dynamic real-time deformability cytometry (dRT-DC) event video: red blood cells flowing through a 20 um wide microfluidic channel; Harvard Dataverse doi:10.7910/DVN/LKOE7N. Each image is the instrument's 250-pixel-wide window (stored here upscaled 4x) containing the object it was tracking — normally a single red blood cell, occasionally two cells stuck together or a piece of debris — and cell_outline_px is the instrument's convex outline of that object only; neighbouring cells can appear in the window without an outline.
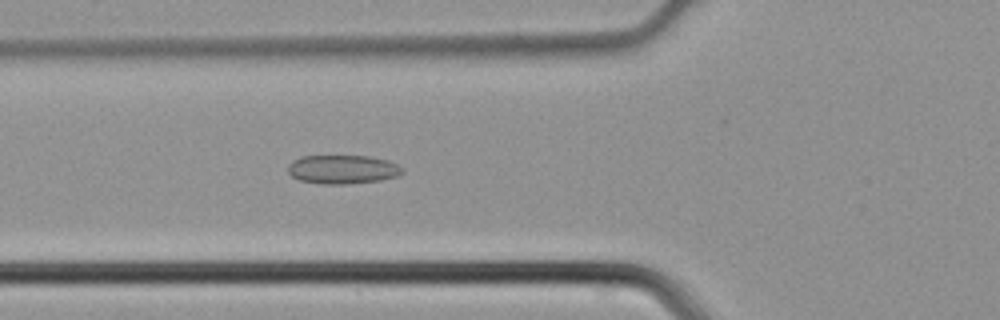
{"species": "common noctule bat (a hibernating species)", "species_latin": "Nyctalus noctula", "temperature_condition": "cold", "stored_images_in_passage": 36, "camera_frame_rate_fps": 3000, "um_per_image_px": 0.085, "animal": {"sex": "male", "body_mass_g": 21.5, "forearm_length_mm": 52.0}, "frame": {"image": 1, "passage_image": 8, "time_ms": 2.333, "image_size_px": [1000, 320], "cell_outline_px": [[404, 172], [396, 176], [380, 180], [348, 184], [320, 184], [300, 180], [292, 176], [288, 172], [288, 164], [292, 160], [300, 156], [368, 156], [388, 160], [404, 168]], "centroid_in_image_um": [29.11, 14.39], "position_along_channel_um": 96.7, "area_um2": 19.31}}
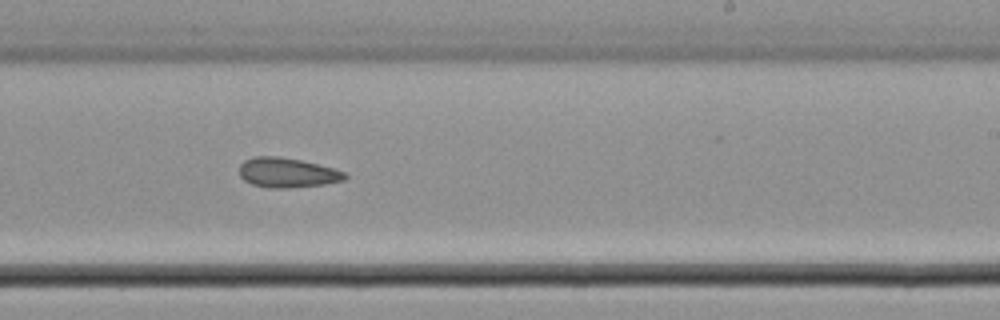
{"frame": {"image": 2, "passage_image": 19, "time_ms": 6.0, "image_size_px": [1000, 320], "cell_outline_px": [[348, 176], [344, 180], [324, 184], [288, 188], [268, 188], [252, 184], [244, 180], [240, 176], [240, 164], [244, 160], [252, 156], [276, 156], [300, 160], [332, 168], [344, 172]], "centroid_in_image_um": [24.38, 14.68], "position_along_channel_um": 264.6, "area_um2": 18.21}}
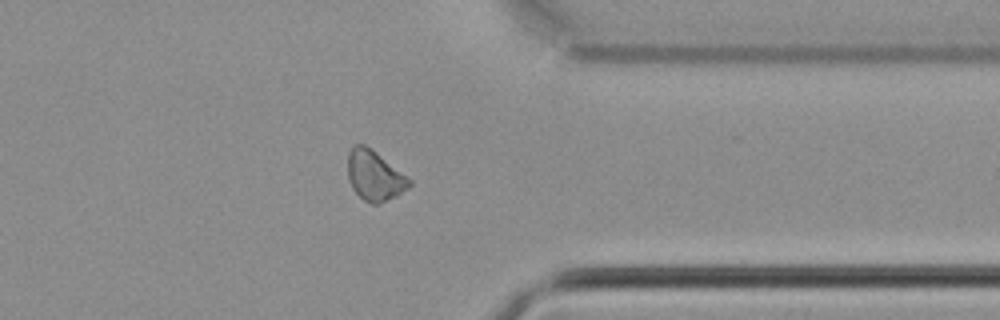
{"frame": {"image": 3, "passage_image": 27, "time_ms": 8.667, "image_size_px": [1000, 320], "cell_outline_px": [[412, 184], [408, 188], [396, 196], [376, 204], [372, 204], [364, 200], [352, 188], [348, 180], [348, 152], [352, 144], [364, 144], [372, 148], [412, 180]], "centroid_in_image_um": [31.82, 14.9], "position_along_channel_um": 379.6, "area_um2": 18.03}}